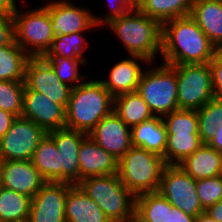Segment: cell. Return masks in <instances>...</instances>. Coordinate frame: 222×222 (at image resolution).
Listing matches in <instances>:
<instances>
[{"mask_svg":"<svg viewBox=\"0 0 222 222\" xmlns=\"http://www.w3.org/2000/svg\"><path fill=\"white\" fill-rule=\"evenodd\" d=\"M214 45L189 15L162 24L161 62L168 65L209 63Z\"/></svg>","mask_w":222,"mask_h":222,"instance_id":"cell-1","label":"cell"},{"mask_svg":"<svg viewBox=\"0 0 222 222\" xmlns=\"http://www.w3.org/2000/svg\"><path fill=\"white\" fill-rule=\"evenodd\" d=\"M105 26L118 38L127 55L140 56L150 63L160 59L162 24L138 8L110 20Z\"/></svg>","mask_w":222,"mask_h":222,"instance_id":"cell-2","label":"cell"},{"mask_svg":"<svg viewBox=\"0 0 222 222\" xmlns=\"http://www.w3.org/2000/svg\"><path fill=\"white\" fill-rule=\"evenodd\" d=\"M90 77L72 88L65 117L66 128L87 135L114 107V97L111 93L99 79L91 77L90 80Z\"/></svg>","mask_w":222,"mask_h":222,"instance_id":"cell-3","label":"cell"},{"mask_svg":"<svg viewBox=\"0 0 222 222\" xmlns=\"http://www.w3.org/2000/svg\"><path fill=\"white\" fill-rule=\"evenodd\" d=\"M77 185L112 222H135L136 196L124 186L118 173L88 177Z\"/></svg>","mask_w":222,"mask_h":222,"instance_id":"cell-4","label":"cell"},{"mask_svg":"<svg viewBox=\"0 0 222 222\" xmlns=\"http://www.w3.org/2000/svg\"><path fill=\"white\" fill-rule=\"evenodd\" d=\"M164 158L140 147L132 146L118 161V175L135 196L159 189Z\"/></svg>","mask_w":222,"mask_h":222,"instance_id":"cell-5","label":"cell"},{"mask_svg":"<svg viewBox=\"0 0 222 222\" xmlns=\"http://www.w3.org/2000/svg\"><path fill=\"white\" fill-rule=\"evenodd\" d=\"M158 64L151 62L146 66L136 92L142 96L154 116L163 117L178 110L177 72L172 65Z\"/></svg>","mask_w":222,"mask_h":222,"instance_id":"cell-6","label":"cell"},{"mask_svg":"<svg viewBox=\"0 0 222 222\" xmlns=\"http://www.w3.org/2000/svg\"><path fill=\"white\" fill-rule=\"evenodd\" d=\"M12 17L15 24V43L30 57H42L55 38L48 9L44 5L25 11L18 8Z\"/></svg>","mask_w":222,"mask_h":222,"instance_id":"cell-7","label":"cell"},{"mask_svg":"<svg viewBox=\"0 0 222 222\" xmlns=\"http://www.w3.org/2000/svg\"><path fill=\"white\" fill-rule=\"evenodd\" d=\"M172 66L177 72L178 109L198 110L215 97L209 63Z\"/></svg>","mask_w":222,"mask_h":222,"instance_id":"cell-8","label":"cell"},{"mask_svg":"<svg viewBox=\"0 0 222 222\" xmlns=\"http://www.w3.org/2000/svg\"><path fill=\"white\" fill-rule=\"evenodd\" d=\"M158 191L176 208L197 217L204 212L196 191V180L180 165H166Z\"/></svg>","mask_w":222,"mask_h":222,"instance_id":"cell-9","label":"cell"},{"mask_svg":"<svg viewBox=\"0 0 222 222\" xmlns=\"http://www.w3.org/2000/svg\"><path fill=\"white\" fill-rule=\"evenodd\" d=\"M46 133L32 120L16 117L0 139V161L32 160L35 149Z\"/></svg>","mask_w":222,"mask_h":222,"instance_id":"cell-10","label":"cell"},{"mask_svg":"<svg viewBox=\"0 0 222 222\" xmlns=\"http://www.w3.org/2000/svg\"><path fill=\"white\" fill-rule=\"evenodd\" d=\"M24 83L25 90L38 91L66 110L72 87L57 78V74L43 57L28 59Z\"/></svg>","mask_w":222,"mask_h":222,"instance_id":"cell-11","label":"cell"},{"mask_svg":"<svg viewBox=\"0 0 222 222\" xmlns=\"http://www.w3.org/2000/svg\"><path fill=\"white\" fill-rule=\"evenodd\" d=\"M73 184L46 182L32 198L27 222H66L65 204Z\"/></svg>","mask_w":222,"mask_h":222,"instance_id":"cell-12","label":"cell"},{"mask_svg":"<svg viewBox=\"0 0 222 222\" xmlns=\"http://www.w3.org/2000/svg\"><path fill=\"white\" fill-rule=\"evenodd\" d=\"M44 3L50 14L55 36L99 29L94 22L92 10L85 5L65 4L58 0H47Z\"/></svg>","mask_w":222,"mask_h":222,"instance_id":"cell-13","label":"cell"},{"mask_svg":"<svg viewBox=\"0 0 222 222\" xmlns=\"http://www.w3.org/2000/svg\"><path fill=\"white\" fill-rule=\"evenodd\" d=\"M21 116L32 120L47 133L65 128L66 110L38 91H24Z\"/></svg>","mask_w":222,"mask_h":222,"instance_id":"cell-14","label":"cell"},{"mask_svg":"<svg viewBox=\"0 0 222 222\" xmlns=\"http://www.w3.org/2000/svg\"><path fill=\"white\" fill-rule=\"evenodd\" d=\"M88 135L118 160L132 147L131 129L114 111L104 116Z\"/></svg>","mask_w":222,"mask_h":222,"instance_id":"cell-15","label":"cell"},{"mask_svg":"<svg viewBox=\"0 0 222 222\" xmlns=\"http://www.w3.org/2000/svg\"><path fill=\"white\" fill-rule=\"evenodd\" d=\"M2 187L33 198L46 183L32 160L0 161Z\"/></svg>","mask_w":222,"mask_h":222,"instance_id":"cell-16","label":"cell"},{"mask_svg":"<svg viewBox=\"0 0 222 222\" xmlns=\"http://www.w3.org/2000/svg\"><path fill=\"white\" fill-rule=\"evenodd\" d=\"M149 63L140 56L127 55L126 58L113 63L108 71V78L103 76L99 80L114 98L136 92L141 74Z\"/></svg>","mask_w":222,"mask_h":222,"instance_id":"cell-17","label":"cell"},{"mask_svg":"<svg viewBox=\"0 0 222 222\" xmlns=\"http://www.w3.org/2000/svg\"><path fill=\"white\" fill-rule=\"evenodd\" d=\"M60 153L61 182L79 183L78 152L82 141L88 136L81 131L62 128L48 132Z\"/></svg>","mask_w":222,"mask_h":222,"instance_id":"cell-18","label":"cell"},{"mask_svg":"<svg viewBox=\"0 0 222 222\" xmlns=\"http://www.w3.org/2000/svg\"><path fill=\"white\" fill-rule=\"evenodd\" d=\"M79 182L93 176L118 173V159L100 147L89 135L82 141L78 152Z\"/></svg>","mask_w":222,"mask_h":222,"instance_id":"cell-19","label":"cell"},{"mask_svg":"<svg viewBox=\"0 0 222 222\" xmlns=\"http://www.w3.org/2000/svg\"><path fill=\"white\" fill-rule=\"evenodd\" d=\"M65 219L66 222H112L78 185H74L68 191Z\"/></svg>","mask_w":222,"mask_h":222,"instance_id":"cell-20","label":"cell"},{"mask_svg":"<svg viewBox=\"0 0 222 222\" xmlns=\"http://www.w3.org/2000/svg\"><path fill=\"white\" fill-rule=\"evenodd\" d=\"M190 16L214 46L222 44V0H193Z\"/></svg>","mask_w":222,"mask_h":222,"instance_id":"cell-21","label":"cell"},{"mask_svg":"<svg viewBox=\"0 0 222 222\" xmlns=\"http://www.w3.org/2000/svg\"><path fill=\"white\" fill-rule=\"evenodd\" d=\"M131 144L164 158L167 131L162 117L154 116L131 128Z\"/></svg>","mask_w":222,"mask_h":222,"instance_id":"cell-22","label":"cell"},{"mask_svg":"<svg viewBox=\"0 0 222 222\" xmlns=\"http://www.w3.org/2000/svg\"><path fill=\"white\" fill-rule=\"evenodd\" d=\"M179 165L195 180L222 175V153L203 143Z\"/></svg>","mask_w":222,"mask_h":222,"instance_id":"cell-23","label":"cell"},{"mask_svg":"<svg viewBox=\"0 0 222 222\" xmlns=\"http://www.w3.org/2000/svg\"><path fill=\"white\" fill-rule=\"evenodd\" d=\"M32 163L46 182H61L60 153L48 133L35 149Z\"/></svg>","mask_w":222,"mask_h":222,"instance_id":"cell-24","label":"cell"},{"mask_svg":"<svg viewBox=\"0 0 222 222\" xmlns=\"http://www.w3.org/2000/svg\"><path fill=\"white\" fill-rule=\"evenodd\" d=\"M113 111L130 129L154 117L148 104L138 92L116 96Z\"/></svg>","mask_w":222,"mask_h":222,"instance_id":"cell-25","label":"cell"},{"mask_svg":"<svg viewBox=\"0 0 222 222\" xmlns=\"http://www.w3.org/2000/svg\"><path fill=\"white\" fill-rule=\"evenodd\" d=\"M86 32H76L72 34L55 36L50 48L42 56L43 58H70L80 59L89 65L88 58L85 57L86 48L88 49L89 42L86 37Z\"/></svg>","mask_w":222,"mask_h":222,"instance_id":"cell-26","label":"cell"},{"mask_svg":"<svg viewBox=\"0 0 222 222\" xmlns=\"http://www.w3.org/2000/svg\"><path fill=\"white\" fill-rule=\"evenodd\" d=\"M193 0H141L138 9L161 24L189 16Z\"/></svg>","mask_w":222,"mask_h":222,"instance_id":"cell-27","label":"cell"},{"mask_svg":"<svg viewBox=\"0 0 222 222\" xmlns=\"http://www.w3.org/2000/svg\"><path fill=\"white\" fill-rule=\"evenodd\" d=\"M32 198L0 188V222H27Z\"/></svg>","mask_w":222,"mask_h":222,"instance_id":"cell-28","label":"cell"},{"mask_svg":"<svg viewBox=\"0 0 222 222\" xmlns=\"http://www.w3.org/2000/svg\"><path fill=\"white\" fill-rule=\"evenodd\" d=\"M29 58L16 43L0 47V81H24Z\"/></svg>","mask_w":222,"mask_h":222,"instance_id":"cell-29","label":"cell"},{"mask_svg":"<svg viewBox=\"0 0 222 222\" xmlns=\"http://www.w3.org/2000/svg\"><path fill=\"white\" fill-rule=\"evenodd\" d=\"M203 145L199 134H167L166 165H179Z\"/></svg>","mask_w":222,"mask_h":222,"instance_id":"cell-30","label":"cell"},{"mask_svg":"<svg viewBox=\"0 0 222 222\" xmlns=\"http://www.w3.org/2000/svg\"><path fill=\"white\" fill-rule=\"evenodd\" d=\"M198 132L203 143L214 137L218 126H222V99L212 98L197 110Z\"/></svg>","mask_w":222,"mask_h":222,"instance_id":"cell-31","label":"cell"},{"mask_svg":"<svg viewBox=\"0 0 222 222\" xmlns=\"http://www.w3.org/2000/svg\"><path fill=\"white\" fill-rule=\"evenodd\" d=\"M164 196L159 192H147L136 196L135 222H162Z\"/></svg>","mask_w":222,"mask_h":222,"instance_id":"cell-32","label":"cell"},{"mask_svg":"<svg viewBox=\"0 0 222 222\" xmlns=\"http://www.w3.org/2000/svg\"><path fill=\"white\" fill-rule=\"evenodd\" d=\"M57 74V78L74 88L88 79L86 74L80 73L82 67L87 68V64L80 59H70L64 57L44 58Z\"/></svg>","mask_w":222,"mask_h":222,"instance_id":"cell-33","label":"cell"},{"mask_svg":"<svg viewBox=\"0 0 222 222\" xmlns=\"http://www.w3.org/2000/svg\"><path fill=\"white\" fill-rule=\"evenodd\" d=\"M167 134H199L197 110L178 109L162 117Z\"/></svg>","mask_w":222,"mask_h":222,"instance_id":"cell-34","label":"cell"},{"mask_svg":"<svg viewBox=\"0 0 222 222\" xmlns=\"http://www.w3.org/2000/svg\"><path fill=\"white\" fill-rule=\"evenodd\" d=\"M24 91V81H0V109L21 116Z\"/></svg>","mask_w":222,"mask_h":222,"instance_id":"cell-35","label":"cell"},{"mask_svg":"<svg viewBox=\"0 0 222 222\" xmlns=\"http://www.w3.org/2000/svg\"><path fill=\"white\" fill-rule=\"evenodd\" d=\"M196 191L205 210L222 199V175L196 180Z\"/></svg>","mask_w":222,"mask_h":222,"instance_id":"cell-36","label":"cell"},{"mask_svg":"<svg viewBox=\"0 0 222 222\" xmlns=\"http://www.w3.org/2000/svg\"><path fill=\"white\" fill-rule=\"evenodd\" d=\"M106 2L108 9H110L108 13L106 12L105 15L102 14V16L93 14L94 22L99 28H104V25L110 20L138 8V4L134 0H106Z\"/></svg>","mask_w":222,"mask_h":222,"instance_id":"cell-37","label":"cell"},{"mask_svg":"<svg viewBox=\"0 0 222 222\" xmlns=\"http://www.w3.org/2000/svg\"><path fill=\"white\" fill-rule=\"evenodd\" d=\"M15 43V24L12 14L0 10V47Z\"/></svg>","mask_w":222,"mask_h":222,"instance_id":"cell-38","label":"cell"},{"mask_svg":"<svg viewBox=\"0 0 222 222\" xmlns=\"http://www.w3.org/2000/svg\"><path fill=\"white\" fill-rule=\"evenodd\" d=\"M162 222H196V217L187 215L179 208L173 207L164 197V217Z\"/></svg>","mask_w":222,"mask_h":222,"instance_id":"cell-39","label":"cell"},{"mask_svg":"<svg viewBox=\"0 0 222 222\" xmlns=\"http://www.w3.org/2000/svg\"><path fill=\"white\" fill-rule=\"evenodd\" d=\"M211 70L212 87L215 98L222 99V65H220L214 58L209 62Z\"/></svg>","mask_w":222,"mask_h":222,"instance_id":"cell-40","label":"cell"},{"mask_svg":"<svg viewBox=\"0 0 222 222\" xmlns=\"http://www.w3.org/2000/svg\"><path fill=\"white\" fill-rule=\"evenodd\" d=\"M15 118L14 114L0 109V139L10 129Z\"/></svg>","mask_w":222,"mask_h":222,"instance_id":"cell-41","label":"cell"},{"mask_svg":"<svg viewBox=\"0 0 222 222\" xmlns=\"http://www.w3.org/2000/svg\"><path fill=\"white\" fill-rule=\"evenodd\" d=\"M204 213H206L214 221L222 222V199L214 205L207 207L204 210Z\"/></svg>","mask_w":222,"mask_h":222,"instance_id":"cell-42","label":"cell"},{"mask_svg":"<svg viewBox=\"0 0 222 222\" xmlns=\"http://www.w3.org/2000/svg\"><path fill=\"white\" fill-rule=\"evenodd\" d=\"M18 3L21 7L22 5L18 2V0H0V10L13 14L18 9Z\"/></svg>","mask_w":222,"mask_h":222,"instance_id":"cell-43","label":"cell"},{"mask_svg":"<svg viewBox=\"0 0 222 222\" xmlns=\"http://www.w3.org/2000/svg\"><path fill=\"white\" fill-rule=\"evenodd\" d=\"M207 144L222 153V126H218L214 137Z\"/></svg>","mask_w":222,"mask_h":222,"instance_id":"cell-44","label":"cell"},{"mask_svg":"<svg viewBox=\"0 0 222 222\" xmlns=\"http://www.w3.org/2000/svg\"><path fill=\"white\" fill-rule=\"evenodd\" d=\"M213 58L222 65V44L214 46Z\"/></svg>","mask_w":222,"mask_h":222,"instance_id":"cell-45","label":"cell"},{"mask_svg":"<svg viewBox=\"0 0 222 222\" xmlns=\"http://www.w3.org/2000/svg\"><path fill=\"white\" fill-rule=\"evenodd\" d=\"M196 222H216L211 219L206 213H201L196 217Z\"/></svg>","mask_w":222,"mask_h":222,"instance_id":"cell-46","label":"cell"},{"mask_svg":"<svg viewBox=\"0 0 222 222\" xmlns=\"http://www.w3.org/2000/svg\"><path fill=\"white\" fill-rule=\"evenodd\" d=\"M58 1H60V2H62V3H65V4H74V1L72 2L71 0H58ZM78 1H80V0H78Z\"/></svg>","mask_w":222,"mask_h":222,"instance_id":"cell-47","label":"cell"},{"mask_svg":"<svg viewBox=\"0 0 222 222\" xmlns=\"http://www.w3.org/2000/svg\"><path fill=\"white\" fill-rule=\"evenodd\" d=\"M2 187V181H1V171H0V188Z\"/></svg>","mask_w":222,"mask_h":222,"instance_id":"cell-48","label":"cell"},{"mask_svg":"<svg viewBox=\"0 0 222 222\" xmlns=\"http://www.w3.org/2000/svg\"><path fill=\"white\" fill-rule=\"evenodd\" d=\"M134 1H135L137 4H139L141 0H134Z\"/></svg>","mask_w":222,"mask_h":222,"instance_id":"cell-49","label":"cell"}]
</instances>
